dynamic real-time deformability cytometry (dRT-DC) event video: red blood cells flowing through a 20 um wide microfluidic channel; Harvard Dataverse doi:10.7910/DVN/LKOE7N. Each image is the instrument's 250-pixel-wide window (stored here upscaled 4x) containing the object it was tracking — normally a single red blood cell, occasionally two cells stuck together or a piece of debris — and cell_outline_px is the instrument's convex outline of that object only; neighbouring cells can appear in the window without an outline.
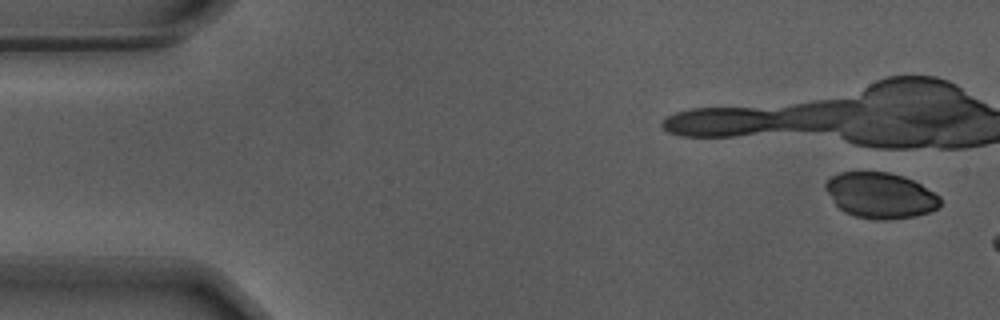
{"species": "Egyptian fruit bat (a non-hibernating species)", "species_latin": "Rousettus aegyptiacus", "temperature_condition": "warm", "stored_images_in_passage": 4, "camera_frame_rate_fps": 3000, "um_per_image_px": 0.085, "animal": {"sex": "male"}, "frame": {"image": 1, "passage_image": 2, "time_ms": 0.333, "image_size_px": [1000, 320], "cell_outline_px": [[940, 204], [936, 208], [928, 212], [916, 216], [888, 220], [876, 220], [856, 216], [844, 212], [836, 204], [824, 188], [824, 184], [832, 176], [840, 172], [888, 172], [904, 176], [920, 184], [940, 196]], "centroid_in_image_um": [74.83, 16.61], "position_along_channel_um": 10.2, "area_um2": 30.4}}